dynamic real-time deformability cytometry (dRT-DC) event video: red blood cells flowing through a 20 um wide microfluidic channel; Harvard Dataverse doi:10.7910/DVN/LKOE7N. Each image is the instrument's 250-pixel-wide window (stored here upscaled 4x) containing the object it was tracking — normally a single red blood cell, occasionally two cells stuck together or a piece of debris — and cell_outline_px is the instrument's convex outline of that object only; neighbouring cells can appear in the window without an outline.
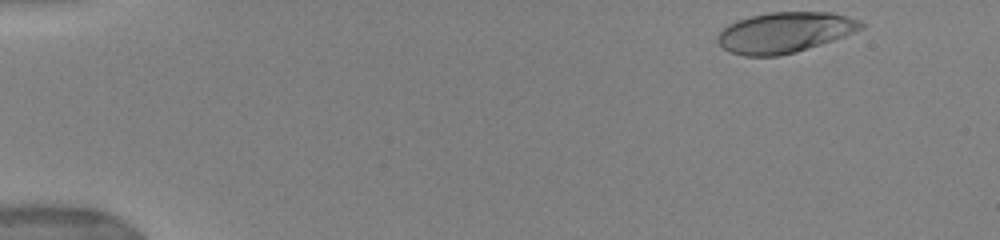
{"species": "human", "species_latin": "Homo sapiens", "temperature_condition": "warm", "stored_images_in_passage": 49, "camera_frame_rate_fps": 3000, "um_per_image_px": 0.085, "donor": {"sex": "female"}, "frame": {"image": 1, "passage_image": 1, "time_ms": 0.0, "image_size_px": [1000, 240], "cell_outline_px": [[864, 28], [844, 36], [796, 52], [780, 56], [744, 56], [732, 52], [724, 48], [716, 40], [716, 36], [728, 24], [736, 20], [768, 12], [832, 12], [848, 16], [860, 20], [864, 24]], "centroid_in_image_um": [66.71, 2.75], "position_along_channel_um": 18.3, "area_um2": 33.87}}
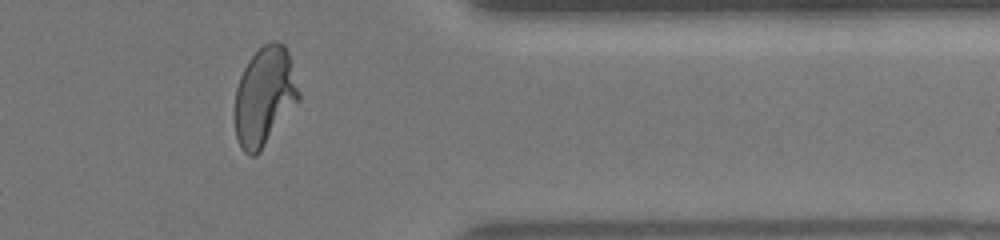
{"frame": {"image": 2, "passage_image": 42, "time_ms": 12.667, "image_size_px": [1000, 240], "cell_outline_px": [[300, 100], [260, 152], [256, 156], [248, 156], [240, 148], [236, 136], [232, 116], [236, 88], [240, 76], [248, 60], [264, 44], [272, 40], [276, 40], [284, 44], [288, 52], [300, 92]], "centroid_in_image_um": [22.45, 8.23], "position_along_channel_um": 388.9, "area_um2": 37.51}}
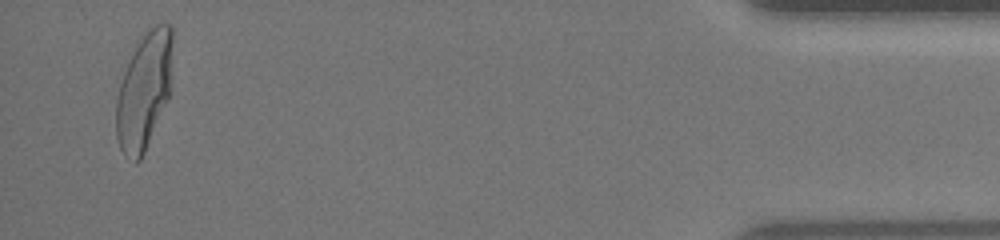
{"frame": {"image": 3, "passage_image": 48, "time_ms": 15.0, "image_size_px": [1000, 240], "cell_outline_px": [[172, 44], [168, 100], [144, 152], [140, 160], [136, 164], [124, 156], [120, 148], [116, 136], [116, 100], [120, 84], [124, 72], [140, 40], [156, 24], [172, 24]], "centroid_in_image_um": [12.23, 7.79], "position_along_channel_um": 423.0, "area_um2": 37.63}, "authors_computed_cell_mechanics": {"area_um2": 35.547, "velocity_mm_per_s": 3.9441, "shape_relaxation_time_tau1_ms": 4.4205, "shape_relaxation_time_tau2_ms": null, "deformation_change_tau1": 0.2338, "deformation_change_tau2": null}}